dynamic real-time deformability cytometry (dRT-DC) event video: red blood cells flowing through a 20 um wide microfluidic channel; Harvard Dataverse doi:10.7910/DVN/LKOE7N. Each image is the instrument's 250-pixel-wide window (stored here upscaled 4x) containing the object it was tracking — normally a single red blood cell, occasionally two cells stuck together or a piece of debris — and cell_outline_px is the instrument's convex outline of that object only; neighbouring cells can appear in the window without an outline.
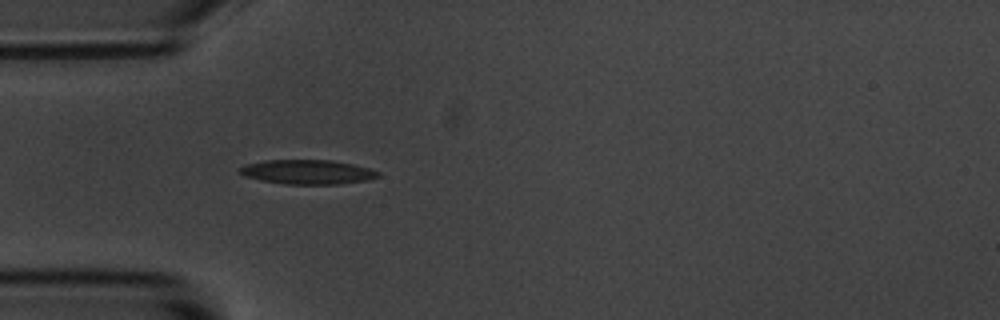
{"species": "common noctule bat (a hibernating species)", "species_latin": "Nyctalus noctula", "temperature_condition": "room temperature", "stored_images_in_passage": 4, "camera_frame_rate_fps": 3000, "um_per_image_px": 0.085, "animal": {"sex": "male", "body_mass_g": 20.1, "forearm_length_mm": 53.5}, "frame": {"image": 1, "passage_image": 4, "time_ms": 1.0, "image_size_px": [1000, 320], "cell_outline_px": [[380, 176], [368, 180], [340, 184], [284, 184], [260, 180], [244, 176], [236, 168], [248, 164], [264, 160], [332, 160], [352, 164], [368, 168], [380, 172]], "centroid_in_image_um": [26.13, 14.62], "position_along_channel_um": 58.9, "area_um2": 19.71}}